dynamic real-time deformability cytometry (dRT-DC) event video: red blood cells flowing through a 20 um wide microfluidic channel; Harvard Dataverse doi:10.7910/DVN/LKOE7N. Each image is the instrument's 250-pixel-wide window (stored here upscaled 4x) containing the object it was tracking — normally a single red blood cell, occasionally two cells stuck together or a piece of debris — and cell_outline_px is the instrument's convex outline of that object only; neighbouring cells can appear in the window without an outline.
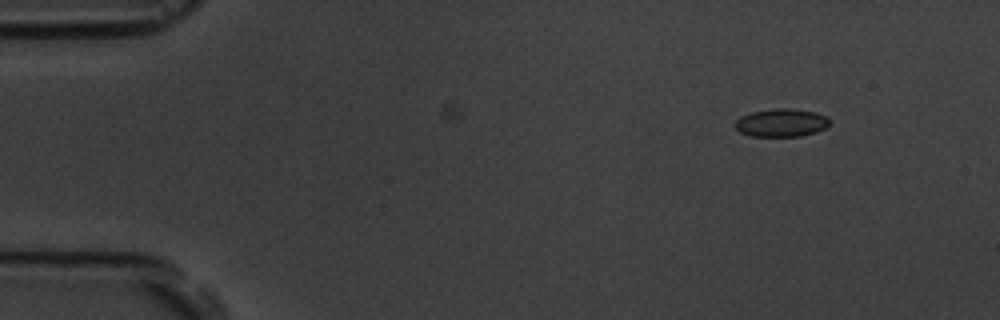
{"species": "common noctule bat (a hibernating species)", "species_latin": "Nyctalus noctula", "temperature_condition": "room temperature", "stored_images_in_passage": 3, "camera_frame_rate_fps": 3000, "um_per_image_px": 0.085, "animal": {"sex": "male", "body_mass_g": 19.5, "forearm_length_mm": 54.6}, "frame": {"image": 1, "passage_image": 1, "time_ms": 0.0, "image_size_px": [1000, 320], "cell_outline_px": [[832, 120], [824, 128], [816, 132], [800, 136], [752, 136], [740, 132], [732, 124], [740, 116], [752, 112], [780, 108], [788, 108], [816, 112], [828, 116]], "centroid_in_image_um": [66.42, 10.43], "position_along_channel_um": 18.6, "area_um2": 15.49}}